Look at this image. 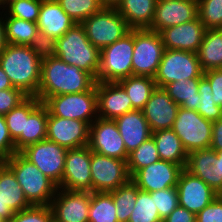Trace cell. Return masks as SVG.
<instances>
[{
	"mask_svg": "<svg viewBox=\"0 0 222 222\" xmlns=\"http://www.w3.org/2000/svg\"><path fill=\"white\" fill-rule=\"evenodd\" d=\"M96 79L88 72L54 56L42 59L40 86L36 97L43 103L48 97L89 91Z\"/></svg>",
	"mask_w": 222,
	"mask_h": 222,
	"instance_id": "1",
	"label": "cell"
},
{
	"mask_svg": "<svg viewBox=\"0 0 222 222\" xmlns=\"http://www.w3.org/2000/svg\"><path fill=\"white\" fill-rule=\"evenodd\" d=\"M41 59L29 45L6 44L0 53V66L13 87L36 96L40 86Z\"/></svg>",
	"mask_w": 222,
	"mask_h": 222,
	"instance_id": "2",
	"label": "cell"
},
{
	"mask_svg": "<svg viewBox=\"0 0 222 222\" xmlns=\"http://www.w3.org/2000/svg\"><path fill=\"white\" fill-rule=\"evenodd\" d=\"M3 162L13 171L31 206H50L58 189L51 179L20 152H16Z\"/></svg>",
	"mask_w": 222,
	"mask_h": 222,
	"instance_id": "3",
	"label": "cell"
},
{
	"mask_svg": "<svg viewBox=\"0 0 222 222\" xmlns=\"http://www.w3.org/2000/svg\"><path fill=\"white\" fill-rule=\"evenodd\" d=\"M55 56L90 73L97 82L100 50L88 40L81 24L76 23L61 38L56 39Z\"/></svg>",
	"mask_w": 222,
	"mask_h": 222,
	"instance_id": "4",
	"label": "cell"
},
{
	"mask_svg": "<svg viewBox=\"0 0 222 222\" xmlns=\"http://www.w3.org/2000/svg\"><path fill=\"white\" fill-rule=\"evenodd\" d=\"M134 29L124 37L100 50L97 82H118L132 76Z\"/></svg>",
	"mask_w": 222,
	"mask_h": 222,
	"instance_id": "5",
	"label": "cell"
},
{
	"mask_svg": "<svg viewBox=\"0 0 222 222\" xmlns=\"http://www.w3.org/2000/svg\"><path fill=\"white\" fill-rule=\"evenodd\" d=\"M81 25L88 40L99 50L118 41L131 30L117 8L103 7Z\"/></svg>",
	"mask_w": 222,
	"mask_h": 222,
	"instance_id": "6",
	"label": "cell"
},
{
	"mask_svg": "<svg viewBox=\"0 0 222 222\" xmlns=\"http://www.w3.org/2000/svg\"><path fill=\"white\" fill-rule=\"evenodd\" d=\"M43 104L52 116L82 120L89 125L98 118L96 84L86 92L48 97Z\"/></svg>",
	"mask_w": 222,
	"mask_h": 222,
	"instance_id": "7",
	"label": "cell"
},
{
	"mask_svg": "<svg viewBox=\"0 0 222 222\" xmlns=\"http://www.w3.org/2000/svg\"><path fill=\"white\" fill-rule=\"evenodd\" d=\"M164 50L160 33L149 29H134L133 75L154 78Z\"/></svg>",
	"mask_w": 222,
	"mask_h": 222,
	"instance_id": "8",
	"label": "cell"
},
{
	"mask_svg": "<svg viewBox=\"0 0 222 222\" xmlns=\"http://www.w3.org/2000/svg\"><path fill=\"white\" fill-rule=\"evenodd\" d=\"M202 77L197 53L165 49L154 80L157 87L164 88L181 79Z\"/></svg>",
	"mask_w": 222,
	"mask_h": 222,
	"instance_id": "9",
	"label": "cell"
},
{
	"mask_svg": "<svg viewBox=\"0 0 222 222\" xmlns=\"http://www.w3.org/2000/svg\"><path fill=\"white\" fill-rule=\"evenodd\" d=\"M213 122L206 120L196 110L179 107L172 130L180 138L190 153L199 149L210 148Z\"/></svg>",
	"mask_w": 222,
	"mask_h": 222,
	"instance_id": "10",
	"label": "cell"
},
{
	"mask_svg": "<svg viewBox=\"0 0 222 222\" xmlns=\"http://www.w3.org/2000/svg\"><path fill=\"white\" fill-rule=\"evenodd\" d=\"M68 149L48 139L28 145L20 153L58 187L62 181Z\"/></svg>",
	"mask_w": 222,
	"mask_h": 222,
	"instance_id": "11",
	"label": "cell"
},
{
	"mask_svg": "<svg viewBox=\"0 0 222 222\" xmlns=\"http://www.w3.org/2000/svg\"><path fill=\"white\" fill-rule=\"evenodd\" d=\"M92 192H111L130 179L127 161L91 151Z\"/></svg>",
	"mask_w": 222,
	"mask_h": 222,
	"instance_id": "12",
	"label": "cell"
},
{
	"mask_svg": "<svg viewBox=\"0 0 222 222\" xmlns=\"http://www.w3.org/2000/svg\"><path fill=\"white\" fill-rule=\"evenodd\" d=\"M88 146L92 152L97 154L128 160L129 154L115 120L96 118L90 124Z\"/></svg>",
	"mask_w": 222,
	"mask_h": 222,
	"instance_id": "13",
	"label": "cell"
},
{
	"mask_svg": "<svg viewBox=\"0 0 222 222\" xmlns=\"http://www.w3.org/2000/svg\"><path fill=\"white\" fill-rule=\"evenodd\" d=\"M91 150L89 146L68 149L62 181L58 188L68 191L92 192Z\"/></svg>",
	"mask_w": 222,
	"mask_h": 222,
	"instance_id": "14",
	"label": "cell"
},
{
	"mask_svg": "<svg viewBox=\"0 0 222 222\" xmlns=\"http://www.w3.org/2000/svg\"><path fill=\"white\" fill-rule=\"evenodd\" d=\"M90 125L82 120L61 118L48 113L46 139L66 149L89 144Z\"/></svg>",
	"mask_w": 222,
	"mask_h": 222,
	"instance_id": "15",
	"label": "cell"
},
{
	"mask_svg": "<svg viewBox=\"0 0 222 222\" xmlns=\"http://www.w3.org/2000/svg\"><path fill=\"white\" fill-rule=\"evenodd\" d=\"M91 192L58 188L50 207L54 222H89Z\"/></svg>",
	"mask_w": 222,
	"mask_h": 222,
	"instance_id": "16",
	"label": "cell"
},
{
	"mask_svg": "<svg viewBox=\"0 0 222 222\" xmlns=\"http://www.w3.org/2000/svg\"><path fill=\"white\" fill-rule=\"evenodd\" d=\"M183 169L181 165L160 159L153 164L139 169L131 177V180L140 190L145 192L164 190L177 186Z\"/></svg>",
	"mask_w": 222,
	"mask_h": 222,
	"instance_id": "17",
	"label": "cell"
},
{
	"mask_svg": "<svg viewBox=\"0 0 222 222\" xmlns=\"http://www.w3.org/2000/svg\"><path fill=\"white\" fill-rule=\"evenodd\" d=\"M176 187L179 205L195 215L219 196L203 180L191 174L185 168L179 176Z\"/></svg>",
	"mask_w": 222,
	"mask_h": 222,
	"instance_id": "18",
	"label": "cell"
},
{
	"mask_svg": "<svg viewBox=\"0 0 222 222\" xmlns=\"http://www.w3.org/2000/svg\"><path fill=\"white\" fill-rule=\"evenodd\" d=\"M197 0H158L149 30L160 33L163 29L194 20Z\"/></svg>",
	"mask_w": 222,
	"mask_h": 222,
	"instance_id": "19",
	"label": "cell"
},
{
	"mask_svg": "<svg viewBox=\"0 0 222 222\" xmlns=\"http://www.w3.org/2000/svg\"><path fill=\"white\" fill-rule=\"evenodd\" d=\"M185 169L222 195L221 158L215 150L206 148L188 153Z\"/></svg>",
	"mask_w": 222,
	"mask_h": 222,
	"instance_id": "20",
	"label": "cell"
},
{
	"mask_svg": "<svg viewBox=\"0 0 222 222\" xmlns=\"http://www.w3.org/2000/svg\"><path fill=\"white\" fill-rule=\"evenodd\" d=\"M179 107L164 88L156 86L142 109L151 132L172 129Z\"/></svg>",
	"mask_w": 222,
	"mask_h": 222,
	"instance_id": "21",
	"label": "cell"
},
{
	"mask_svg": "<svg viewBox=\"0 0 222 222\" xmlns=\"http://www.w3.org/2000/svg\"><path fill=\"white\" fill-rule=\"evenodd\" d=\"M205 31V26L197 16L192 21L163 29L160 35L165 49L197 53Z\"/></svg>",
	"mask_w": 222,
	"mask_h": 222,
	"instance_id": "22",
	"label": "cell"
},
{
	"mask_svg": "<svg viewBox=\"0 0 222 222\" xmlns=\"http://www.w3.org/2000/svg\"><path fill=\"white\" fill-rule=\"evenodd\" d=\"M98 118L115 120L135 110L125 89L118 82H96Z\"/></svg>",
	"mask_w": 222,
	"mask_h": 222,
	"instance_id": "23",
	"label": "cell"
},
{
	"mask_svg": "<svg viewBox=\"0 0 222 222\" xmlns=\"http://www.w3.org/2000/svg\"><path fill=\"white\" fill-rule=\"evenodd\" d=\"M30 206L13 171L0 161V217L8 222L14 213Z\"/></svg>",
	"mask_w": 222,
	"mask_h": 222,
	"instance_id": "24",
	"label": "cell"
},
{
	"mask_svg": "<svg viewBox=\"0 0 222 222\" xmlns=\"http://www.w3.org/2000/svg\"><path fill=\"white\" fill-rule=\"evenodd\" d=\"M115 121L128 154L151 137L152 132L142 110L126 112Z\"/></svg>",
	"mask_w": 222,
	"mask_h": 222,
	"instance_id": "25",
	"label": "cell"
},
{
	"mask_svg": "<svg viewBox=\"0 0 222 222\" xmlns=\"http://www.w3.org/2000/svg\"><path fill=\"white\" fill-rule=\"evenodd\" d=\"M38 29L54 39L61 38L76 23L57 1L43 0L37 20Z\"/></svg>",
	"mask_w": 222,
	"mask_h": 222,
	"instance_id": "26",
	"label": "cell"
},
{
	"mask_svg": "<svg viewBox=\"0 0 222 222\" xmlns=\"http://www.w3.org/2000/svg\"><path fill=\"white\" fill-rule=\"evenodd\" d=\"M158 0H123L117 11L131 29H149Z\"/></svg>",
	"mask_w": 222,
	"mask_h": 222,
	"instance_id": "27",
	"label": "cell"
},
{
	"mask_svg": "<svg viewBox=\"0 0 222 222\" xmlns=\"http://www.w3.org/2000/svg\"><path fill=\"white\" fill-rule=\"evenodd\" d=\"M48 109L41 103L29 116L25 118L24 132L14 141L16 152H20L28 145L40 142L47 136Z\"/></svg>",
	"mask_w": 222,
	"mask_h": 222,
	"instance_id": "28",
	"label": "cell"
},
{
	"mask_svg": "<svg viewBox=\"0 0 222 222\" xmlns=\"http://www.w3.org/2000/svg\"><path fill=\"white\" fill-rule=\"evenodd\" d=\"M151 136L156 143L161 160L172 162L185 168L188 153L182 141L172 129L152 132Z\"/></svg>",
	"mask_w": 222,
	"mask_h": 222,
	"instance_id": "29",
	"label": "cell"
},
{
	"mask_svg": "<svg viewBox=\"0 0 222 222\" xmlns=\"http://www.w3.org/2000/svg\"><path fill=\"white\" fill-rule=\"evenodd\" d=\"M197 55L203 72L222 69V28L206 29Z\"/></svg>",
	"mask_w": 222,
	"mask_h": 222,
	"instance_id": "30",
	"label": "cell"
},
{
	"mask_svg": "<svg viewBox=\"0 0 222 222\" xmlns=\"http://www.w3.org/2000/svg\"><path fill=\"white\" fill-rule=\"evenodd\" d=\"M201 78L181 79L167 84L164 89L181 108L197 110L199 106V83Z\"/></svg>",
	"mask_w": 222,
	"mask_h": 222,
	"instance_id": "31",
	"label": "cell"
},
{
	"mask_svg": "<svg viewBox=\"0 0 222 222\" xmlns=\"http://www.w3.org/2000/svg\"><path fill=\"white\" fill-rule=\"evenodd\" d=\"M118 83L125 89L135 110H142L156 88L154 78L132 75L123 78Z\"/></svg>",
	"mask_w": 222,
	"mask_h": 222,
	"instance_id": "32",
	"label": "cell"
},
{
	"mask_svg": "<svg viewBox=\"0 0 222 222\" xmlns=\"http://www.w3.org/2000/svg\"><path fill=\"white\" fill-rule=\"evenodd\" d=\"M7 44L30 45L39 31L37 23L11 16H3Z\"/></svg>",
	"mask_w": 222,
	"mask_h": 222,
	"instance_id": "33",
	"label": "cell"
},
{
	"mask_svg": "<svg viewBox=\"0 0 222 222\" xmlns=\"http://www.w3.org/2000/svg\"><path fill=\"white\" fill-rule=\"evenodd\" d=\"M36 96H28L17 107L4 115L10 137L15 141L24 132L25 118L41 104Z\"/></svg>",
	"mask_w": 222,
	"mask_h": 222,
	"instance_id": "34",
	"label": "cell"
},
{
	"mask_svg": "<svg viewBox=\"0 0 222 222\" xmlns=\"http://www.w3.org/2000/svg\"><path fill=\"white\" fill-rule=\"evenodd\" d=\"M139 190L137 185L130 179L126 184L109 192L113 197L115 208L117 210L116 216L118 222H128L130 215L134 210Z\"/></svg>",
	"mask_w": 222,
	"mask_h": 222,
	"instance_id": "35",
	"label": "cell"
},
{
	"mask_svg": "<svg viewBox=\"0 0 222 222\" xmlns=\"http://www.w3.org/2000/svg\"><path fill=\"white\" fill-rule=\"evenodd\" d=\"M113 197L108 192H91L89 222H118Z\"/></svg>",
	"mask_w": 222,
	"mask_h": 222,
	"instance_id": "36",
	"label": "cell"
},
{
	"mask_svg": "<svg viewBox=\"0 0 222 222\" xmlns=\"http://www.w3.org/2000/svg\"><path fill=\"white\" fill-rule=\"evenodd\" d=\"M160 160L156 143L153 137H149L139 147L129 153L127 169L132 177L139 169Z\"/></svg>",
	"mask_w": 222,
	"mask_h": 222,
	"instance_id": "37",
	"label": "cell"
},
{
	"mask_svg": "<svg viewBox=\"0 0 222 222\" xmlns=\"http://www.w3.org/2000/svg\"><path fill=\"white\" fill-rule=\"evenodd\" d=\"M57 2L77 24H81L103 8L99 0H59Z\"/></svg>",
	"mask_w": 222,
	"mask_h": 222,
	"instance_id": "38",
	"label": "cell"
},
{
	"mask_svg": "<svg viewBox=\"0 0 222 222\" xmlns=\"http://www.w3.org/2000/svg\"><path fill=\"white\" fill-rule=\"evenodd\" d=\"M162 221L158 213L154 198L150 192L138 191L137 201L128 222H159Z\"/></svg>",
	"mask_w": 222,
	"mask_h": 222,
	"instance_id": "39",
	"label": "cell"
},
{
	"mask_svg": "<svg viewBox=\"0 0 222 222\" xmlns=\"http://www.w3.org/2000/svg\"><path fill=\"white\" fill-rule=\"evenodd\" d=\"M199 106L197 112L206 120L215 122L222 118V107L213 101L210 83L202 77L199 83Z\"/></svg>",
	"mask_w": 222,
	"mask_h": 222,
	"instance_id": "40",
	"label": "cell"
},
{
	"mask_svg": "<svg viewBox=\"0 0 222 222\" xmlns=\"http://www.w3.org/2000/svg\"><path fill=\"white\" fill-rule=\"evenodd\" d=\"M43 0H14L3 9V16H11L36 23Z\"/></svg>",
	"mask_w": 222,
	"mask_h": 222,
	"instance_id": "41",
	"label": "cell"
},
{
	"mask_svg": "<svg viewBox=\"0 0 222 222\" xmlns=\"http://www.w3.org/2000/svg\"><path fill=\"white\" fill-rule=\"evenodd\" d=\"M197 14L206 29L222 28V0H197Z\"/></svg>",
	"mask_w": 222,
	"mask_h": 222,
	"instance_id": "42",
	"label": "cell"
},
{
	"mask_svg": "<svg viewBox=\"0 0 222 222\" xmlns=\"http://www.w3.org/2000/svg\"><path fill=\"white\" fill-rule=\"evenodd\" d=\"M150 195L154 198V203L162 220H165L179 205L177 187L150 192Z\"/></svg>",
	"mask_w": 222,
	"mask_h": 222,
	"instance_id": "43",
	"label": "cell"
},
{
	"mask_svg": "<svg viewBox=\"0 0 222 222\" xmlns=\"http://www.w3.org/2000/svg\"><path fill=\"white\" fill-rule=\"evenodd\" d=\"M8 222H54L50 206H30L14 213Z\"/></svg>",
	"mask_w": 222,
	"mask_h": 222,
	"instance_id": "44",
	"label": "cell"
},
{
	"mask_svg": "<svg viewBox=\"0 0 222 222\" xmlns=\"http://www.w3.org/2000/svg\"><path fill=\"white\" fill-rule=\"evenodd\" d=\"M29 47L41 60L56 55V39L40 30L33 37Z\"/></svg>",
	"mask_w": 222,
	"mask_h": 222,
	"instance_id": "45",
	"label": "cell"
},
{
	"mask_svg": "<svg viewBox=\"0 0 222 222\" xmlns=\"http://www.w3.org/2000/svg\"><path fill=\"white\" fill-rule=\"evenodd\" d=\"M28 95L21 89L11 88L0 91V115H6L23 102Z\"/></svg>",
	"mask_w": 222,
	"mask_h": 222,
	"instance_id": "46",
	"label": "cell"
},
{
	"mask_svg": "<svg viewBox=\"0 0 222 222\" xmlns=\"http://www.w3.org/2000/svg\"><path fill=\"white\" fill-rule=\"evenodd\" d=\"M196 222H222V195L196 215Z\"/></svg>",
	"mask_w": 222,
	"mask_h": 222,
	"instance_id": "47",
	"label": "cell"
},
{
	"mask_svg": "<svg viewBox=\"0 0 222 222\" xmlns=\"http://www.w3.org/2000/svg\"><path fill=\"white\" fill-rule=\"evenodd\" d=\"M16 153L15 143L10 137L4 115H0V161Z\"/></svg>",
	"mask_w": 222,
	"mask_h": 222,
	"instance_id": "48",
	"label": "cell"
},
{
	"mask_svg": "<svg viewBox=\"0 0 222 222\" xmlns=\"http://www.w3.org/2000/svg\"><path fill=\"white\" fill-rule=\"evenodd\" d=\"M203 77L210 83L213 101L222 107V69L205 71Z\"/></svg>",
	"mask_w": 222,
	"mask_h": 222,
	"instance_id": "49",
	"label": "cell"
},
{
	"mask_svg": "<svg viewBox=\"0 0 222 222\" xmlns=\"http://www.w3.org/2000/svg\"><path fill=\"white\" fill-rule=\"evenodd\" d=\"M164 222H196V215L178 205Z\"/></svg>",
	"mask_w": 222,
	"mask_h": 222,
	"instance_id": "50",
	"label": "cell"
},
{
	"mask_svg": "<svg viewBox=\"0 0 222 222\" xmlns=\"http://www.w3.org/2000/svg\"><path fill=\"white\" fill-rule=\"evenodd\" d=\"M210 148L216 152L222 151V118L213 122Z\"/></svg>",
	"mask_w": 222,
	"mask_h": 222,
	"instance_id": "51",
	"label": "cell"
},
{
	"mask_svg": "<svg viewBox=\"0 0 222 222\" xmlns=\"http://www.w3.org/2000/svg\"><path fill=\"white\" fill-rule=\"evenodd\" d=\"M14 88L10 82L9 77L6 75L2 67L0 66V91L5 89Z\"/></svg>",
	"mask_w": 222,
	"mask_h": 222,
	"instance_id": "52",
	"label": "cell"
},
{
	"mask_svg": "<svg viewBox=\"0 0 222 222\" xmlns=\"http://www.w3.org/2000/svg\"><path fill=\"white\" fill-rule=\"evenodd\" d=\"M2 15L3 13L2 11H0V53L4 50L5 45L7 44L5 39V28Z\"/></svg>",
	"mask_w": 222,
	"mask_h": 222,
	"instance_id": "53",
	"label": "cell"
},
{
	"mask_svg": "<svg viewBox=\"0 0 222 222\" xmlns=\"http://www.w3.org/2000/svg\"><path fill=\"white\" fill-rule=\"evenodd\" d=\"M103 7L117 8L123 0H99Z\"/></svg>",
	"mask_w": 222,
	"mask_h": 222,
	"instance_id": "54",
	"label": "cell"
},
{
	"mask_svg": "<svg viewBox=\"0 0 222 222\" xmlns=\"http://www.w3.org/2000/svg\"><path fill=\"white\" fill-rule=\"evenodd\" d=\"M14 0H0V10H2L7 4Z\"/></svg>",
	"mask_w": 222,
	"mask_h": 222,
	"instance_id": "55",
	"label": "cell"
},
{
	"mask_svg": "<svg viewBox=\"0 0 222 222\" xmlns=\"http://www.w3.org/2000/svg\"><path fill=\"white\" fill-rule=\"evenodd\" d=\"M217 156L221 158V167H222V151L216 152Z\"/></svg>",
	"mask_w": 222,
	"mask_h": 222,
	"instance_id": "56",
	"label": "cell"
},
{
	"mask_svg": "<svg viewBox=\"0 0 222 222\" xmlns=\"http://www.w3.org/2000/svg\"><path fill=\"white\" fill-rule=\"evenodd\" d=\"M0 222H6L5 220H3L1 217H0Z\"/></svg>",
	"mask_w": 222,
	"mask_h": 222,
	"instance_id": "57",
	"label": "cell"
}]
</instances>
